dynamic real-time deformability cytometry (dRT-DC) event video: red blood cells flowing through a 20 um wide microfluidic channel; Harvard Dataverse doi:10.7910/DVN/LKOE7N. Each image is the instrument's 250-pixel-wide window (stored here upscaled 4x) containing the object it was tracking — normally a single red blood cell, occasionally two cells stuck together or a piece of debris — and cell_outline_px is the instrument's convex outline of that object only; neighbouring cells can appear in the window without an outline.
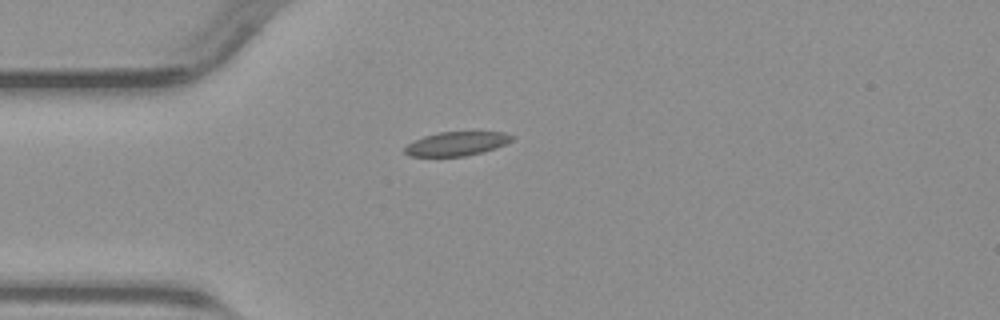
{"species": "common noctule bat (a hibernating species)", "species_latin": "Nyctalus noctula", "temperature_condition": "warm", "stored_images_in_passage": 4, "camera_frame_rate_fps": 3000, "um_per_image_px": 0.085, "animal": {"sex": "male", "body_mass_g": 23.1, "forearm_length_mm": 52.7}, "frame": {"image": 1, "passage_image": 1, "time_ms": 0.0, "image_size_px": [1000, 320], "cell_outline_px": [[516, 136], [512, 140], [496, 148], [484, 152], [464, 156], [408, 156], [404, 152], [404, 148], [408, 144], [424, 136], [440, 132], [472, 128], [504, 132]], "centroid_in_image_um": [38.91, 12.15], "position_along_channel_um": 46.1, "area_um2": 15.84}}